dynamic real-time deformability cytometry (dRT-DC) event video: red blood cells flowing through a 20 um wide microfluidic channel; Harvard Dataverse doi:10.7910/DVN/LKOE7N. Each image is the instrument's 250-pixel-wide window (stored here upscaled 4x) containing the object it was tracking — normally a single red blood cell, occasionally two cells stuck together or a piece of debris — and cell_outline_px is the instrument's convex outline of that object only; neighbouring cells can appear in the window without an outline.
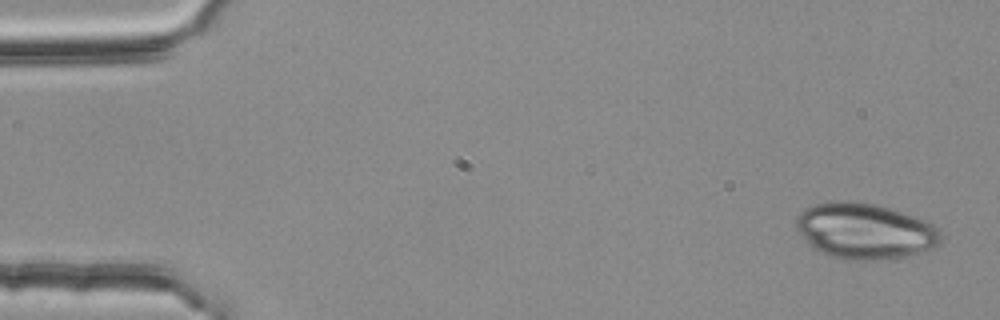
{"species": "common noctule bat (a hibernating species)", "species_latin": "Nyctalus noctula", "temperature_condition": "room temperature", "stored_images_in_passage": 51, "camera_frame_rate_fps": 3000, "um_per_image_px": 0.085, "animal": {"sex": "female", "body_mass_g": 25.1}, "frame": {"image": 1, "passage_image": 1, "time_ms": 0.0, "image_size_px": [1000, 320], "cell_outline_px": [[940, 244], [936, 248], [928, 252], [904, 256], [872, 260], [844, 260], [820, 252], [796, 228], [796, 216], [804, 208], [816, 204], [832, 200], [848, 200], [876, 204], [924, 220], [932, 224], [940, 232]], "centroid_in_image_um": [73.53, 19.63], "position_along_channel_um": 11.5, "area_um2": 46.88}}
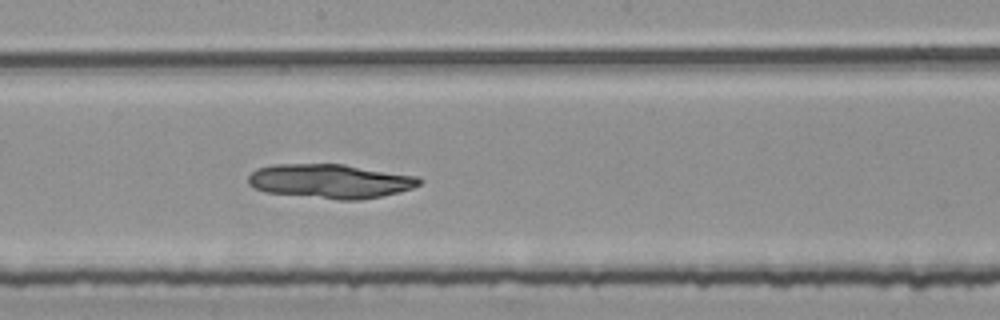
{"frame": {"image": 2, "passage_image": 28, "time_ms": 9.0, "image_size_px": [1000, 320], "cell_outline_px": [[424, 180], [420, 184], [412, 188], [380, 196], [360, 200], [336, 200], [264, 192], [248, 184], [248, 176], [256, 168], [272, 164], [344, 164], [416, 176]], "centroid_in_image_um": [28.04, 15.4], "position_along_channel_um": 220.2, "area_um2": 34.22}}
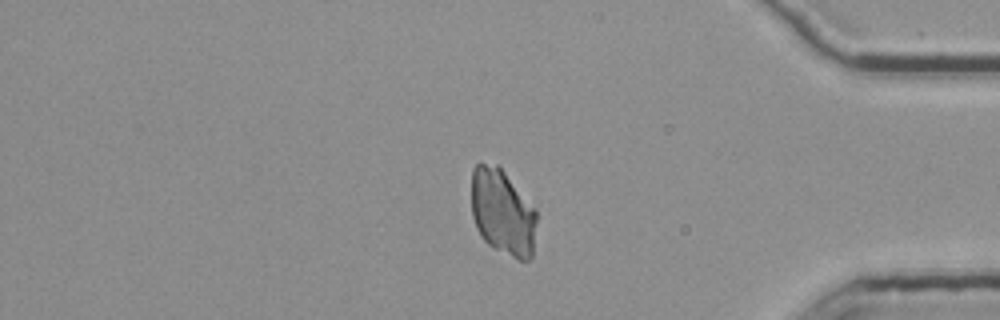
{"frame": {"image": 3, "passage_image": 44, "time_ms": 14.333, "image_size_px": [1000, 320], "cell_outline_px": [[536, 220], [532, 256], [528, 260], [520, 260], [492, 248], [480, 236], [476, 228], [472, 216], [472, 168], [476, 164], [500, 164], [536, 212]], "centroid_in_image_um": [42.69, 18.03], "position_along_channel_um": 392.5, "area_um2": 32.71}}